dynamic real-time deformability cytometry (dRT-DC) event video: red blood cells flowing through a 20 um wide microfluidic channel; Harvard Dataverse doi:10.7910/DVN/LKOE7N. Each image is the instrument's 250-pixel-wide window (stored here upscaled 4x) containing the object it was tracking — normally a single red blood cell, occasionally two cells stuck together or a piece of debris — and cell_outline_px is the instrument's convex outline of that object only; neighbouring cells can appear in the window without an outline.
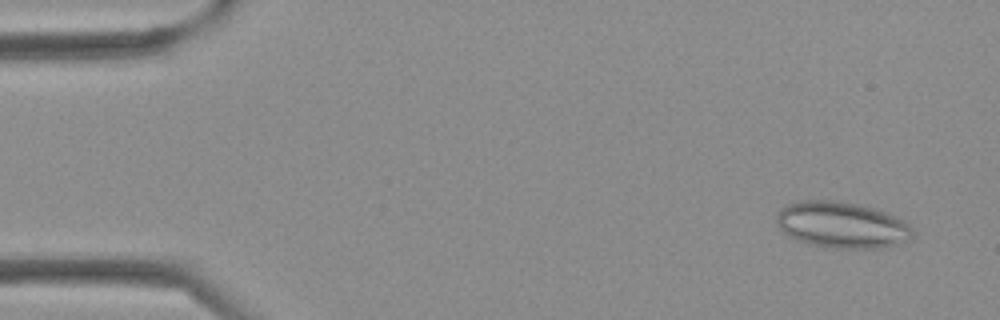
{"species": "Egyptian fruit bat (a non-hibernating species)", "species_latin": "Rousettus aegyptiacus", "temperature_condition": "cold", "stored_images_in_passage": 40, "camera_frame_rate_fps": 3000, "um_per_image_px": 0.085, "frame": {"image": 1, "passage_image": 3, "time_ms": 0.667, "image_size_px": [1000, 320], "cell_outline_px": [[916, 232], [908, 240], [896, 244], [880, 248], [836, 248], [812, 244], [796, 240], [788, 236], [776, 224], [776, 212], [780, 208], [792, 200], [836, 200], [856, 204], [872, 208], [884, 212], [908, 224]], "centroid_in_image_um": [71.49, 19.1], "position_along_channel_um": 13.5, "area_um2": 36.7}}
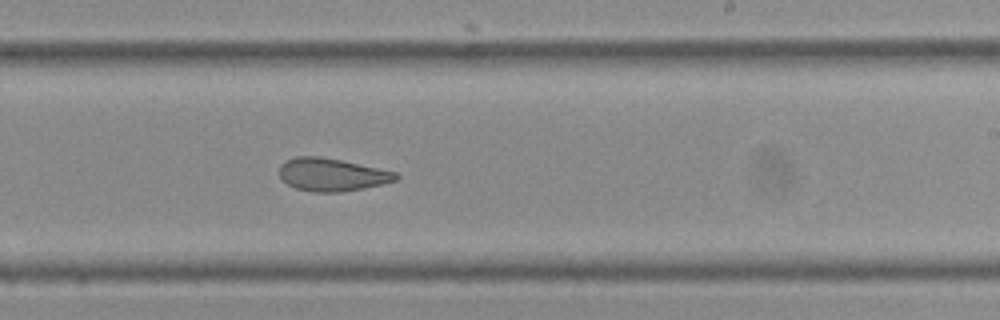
{"frame": {"image": 2, "passage_image": 24, "time_ms": 7.667, "image_size_px": [1000, 320], "cell_outline_px": [[400, 176], [396, 180], [384, 184], [364, 188], [340, 192], [312, 192], [296, 188], [288, 184], [280, 176], [280, 164], [284, 160], [296, 156], [320, 156], [400, 172]], "centroid_in_image_um": [28.24, 14.84], "position_along_channel_um": 260.8, "area_um2": 22.48}}
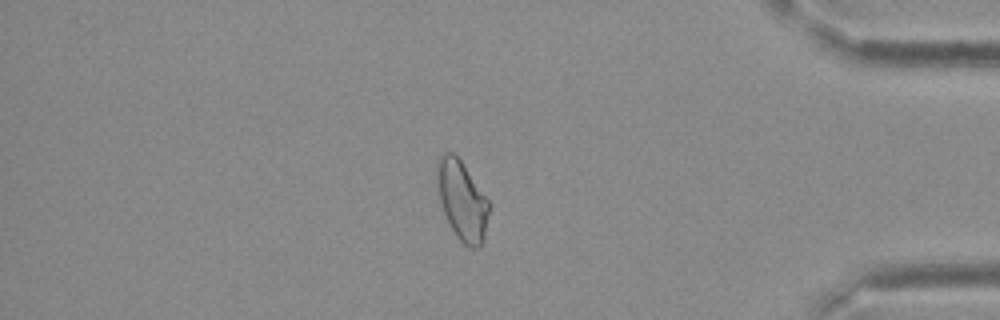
{"frame": {"image": 3, "passage_image": 34, "time_ms": 11.0, "image_size_px": [1000, 320], "cell_outline_px": [[488, 212], [484, 232], [480, 248], [468, 248], [456, 236], [440, 204], [436, 172], [436, 164], [440, 156], [444, 152], [452, 152], [460, 160], [488, 200]], "centroid_in_image_um": [39.24, 17.03], "position_along_channel_um": 396.0, "area_um2": 23.41}}